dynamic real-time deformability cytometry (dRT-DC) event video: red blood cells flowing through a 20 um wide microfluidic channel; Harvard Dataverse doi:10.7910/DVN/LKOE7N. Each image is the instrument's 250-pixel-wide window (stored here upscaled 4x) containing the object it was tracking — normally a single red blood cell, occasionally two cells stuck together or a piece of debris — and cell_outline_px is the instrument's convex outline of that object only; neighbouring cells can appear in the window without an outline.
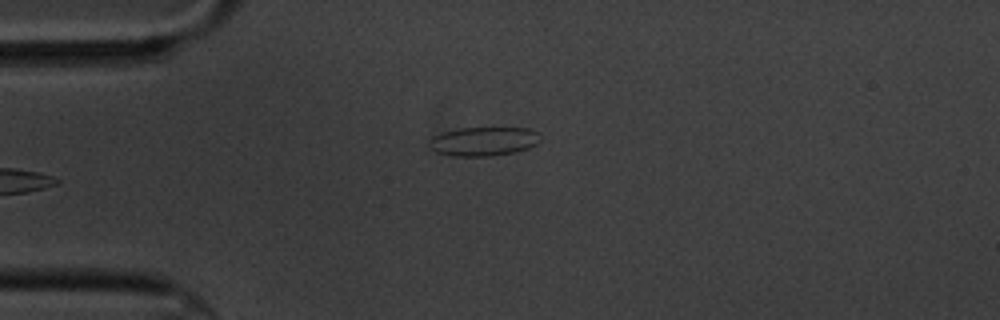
{"species": "common noctule bat (a hibernating species)", "species_latin": "Nyctalus noctula", "temperature_condition": "cold", "stored_images_in_passage": 4, "camera_frame_rate_fps": 3000, "um_per_image_px": 0.085, "animal": {"sex": "male", "body_mass_g": 20.1, "forearm_length_mm": 53.5}, "frame": {"image": 1, "passage_image": 4, "time_ms": 3.333, "image_size_px": [1000, 320], "cell_outline_px": [[540, 140], [536, 144], [528, 148], [516, 152], [492, 156], [452, 156], [436, 152], [428, 144], [428, 140], [432, 136], [444, 132], [460, 128], [528, 128], [536, 132]], "centroid_in_image_um": [41.07, 12.02], "position_along_channel_um": 43.9, "area_um2": 18.73}}